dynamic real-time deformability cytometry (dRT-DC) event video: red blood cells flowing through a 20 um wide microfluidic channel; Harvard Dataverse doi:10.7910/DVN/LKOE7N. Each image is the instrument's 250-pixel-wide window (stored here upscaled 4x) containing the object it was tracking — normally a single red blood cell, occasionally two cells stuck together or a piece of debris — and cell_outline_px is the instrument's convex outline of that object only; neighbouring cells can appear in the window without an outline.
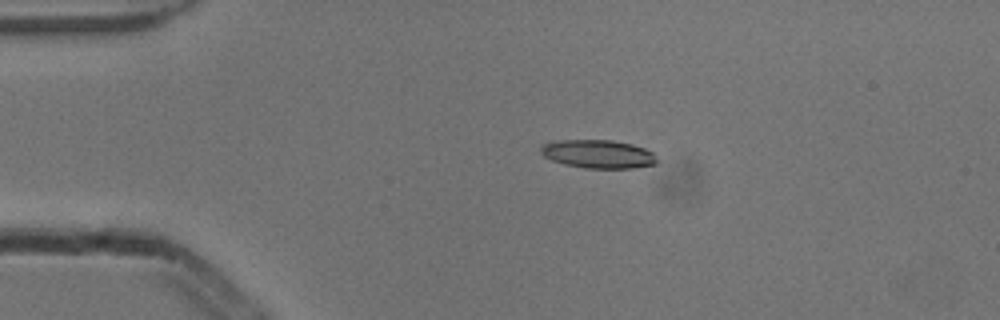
{"species": "common noctule bat (a hibernating species)", "species_latin": "Nyctalus noctula", "temperature_condition": "cold", "stored_images_in_passage": 5, "camera_frame_rate_fps": 3000, "um_per_image_px": 0.085, "animal": {"sex": "male", "body_mass_g": 13.3}, "frame": {"image": 1, "passage_image": 4, "time_ms": 1.0, "image_size_px": [1000, 320], "cell_outline_px": [[660, 160], [656, 164], [632, 168], [584, 168], [564, 164], [552, 160], [544, 156], [540, 152], [540, 144], [556, 140], [612, 140], [632, 144], [644, 148], [652, 152]], "centroid_in_image_um": [50.84, 13.09], "position_along_channel_um": 34.2, "area_um2": 19.42}}